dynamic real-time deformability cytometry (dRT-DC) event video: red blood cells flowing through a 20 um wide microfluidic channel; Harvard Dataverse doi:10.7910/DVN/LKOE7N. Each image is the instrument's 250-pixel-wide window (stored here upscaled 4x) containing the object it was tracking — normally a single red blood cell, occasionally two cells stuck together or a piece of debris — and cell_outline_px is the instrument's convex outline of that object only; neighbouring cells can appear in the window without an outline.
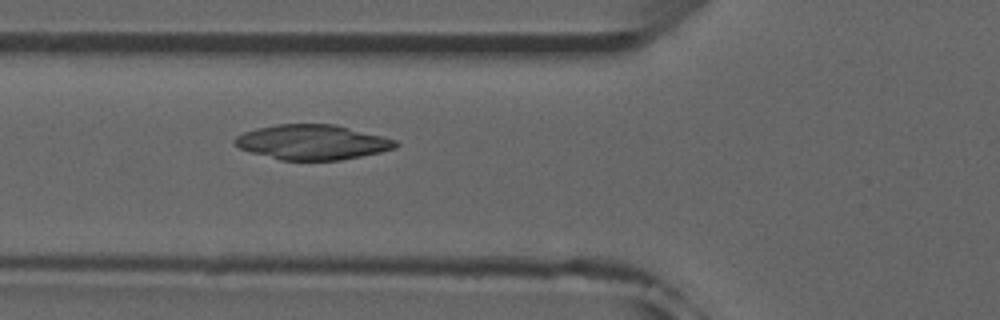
{"species": "common noctule bat (a hibernating species)", "species_latin": "Nyctalus noctula", "temperature_condition": "room temperature", "stored_images_in_passage": 47, "camera_frame_rate_fps": 3000, "um_per_image_px": 0.085, "animal": {"sex": "male", "forearm_length_mm": 52.5}, "frame": {"image": 1, "passage_image": 14, "time_ms": 4.333, "image_size_px": [1000, 320], "cell_outline_px": [[400, 144], [396, 148], [380, 152], [340, 160], [280, 160], [252, 152], [240, 148], [232, 140], [236, 136], [244, 132], [256, 128], [276, 124], [336, 124], [384, 136], [396, 140]], "centroid_in_image_um": [26.58, 12.07], "position_along_channel_um": 99.2, "area_um2": 32.77}}